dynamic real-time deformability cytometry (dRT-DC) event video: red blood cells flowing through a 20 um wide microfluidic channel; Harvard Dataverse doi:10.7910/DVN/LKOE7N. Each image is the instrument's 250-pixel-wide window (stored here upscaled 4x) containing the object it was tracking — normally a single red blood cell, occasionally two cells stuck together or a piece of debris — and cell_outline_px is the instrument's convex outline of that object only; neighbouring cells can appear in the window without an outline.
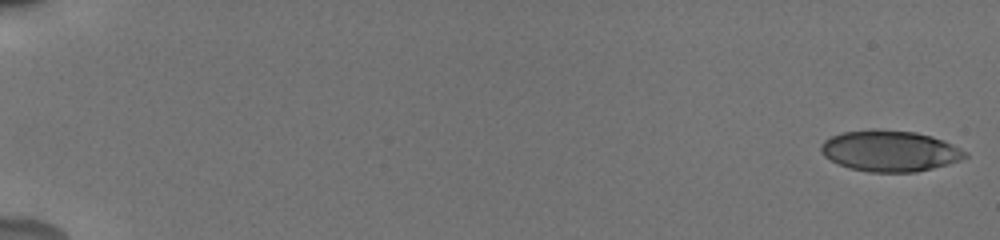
{"species": "human", "species_latin": "Homo sapiens", "temperature_condition": "cold", "stored_images_in_passage": 55, "camera_frame_rate_fps": 3000, "um_per_image_px": 0.085, "donor": {"sex": "male"}, "frame": {"image": 1, "passage_image": 1, "time_ms": 0.0, "image_size_px": [1000, 240], "cell_outline_px": [[968, 156], [960, 160], [948, 164], [916, 172], [868, 172], [848, 168], [824, 156], [820, 152], [820, 144], [824, 140], [840, 132], [872, 128], [876, 128], [916, 132], [932, 136], [944, 140], [968, 152]], "centroid_in_image_um": [75.62, 12.81], "position_along_channel_um": 9.4, "area_um2": 34.85}}
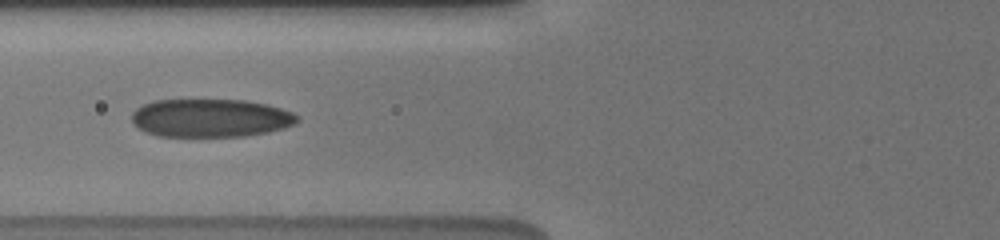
{"frame": {"image": 2, "passage_image": 24, "time_ms": 7.667, "image_size_px": [1000, 240], "cell_outline_px": [[300, 120], [296, 124], [284, 128], [268, 132], [244, 136], [160, 136], [144, 132], [132, 124], [132, 112], [136, 108], [144, 104], [156, 100], [244, 100], [268, 104], [292, 112], [300, 116]], "centroid_in_image_um": [17.91, 10.03], "position_along_channel_um": 107.9, "area_um2": 37.11}}
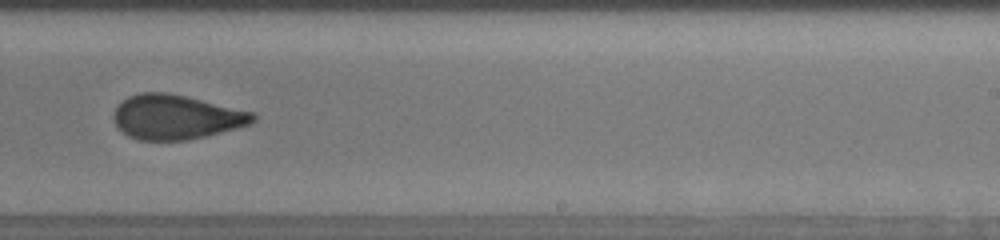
{"frame": {"image": 3, "passage_image": 37, "time_ms": 12.0, "image_size_px": [1000, 240], "cell_outline_px": [[256, 120], [248, 124], [236, 128], [204, 136], [184, 140], [140, 140], [128, 136], [116, 124], [116, 104], [120, 100], [128, 96], [140, 92], [168, 92], [256, 112]], "centroid_in_image_um": [14.98, 9.93], "position_along_channel_um": 274.0, "area_um2": 35.95}, "authors_computed_cell_mechanics": {"area_um2": 35.6626, "velocity_mm_per_s": 3.8326, "shape_relaxation_time_tau1_ms": 4.7701, "shape_relaxation_time_tau2_ms": 1.6821, "deformation_change_tau1": 0.1516, "deformation_change_tau2": 0.093}}